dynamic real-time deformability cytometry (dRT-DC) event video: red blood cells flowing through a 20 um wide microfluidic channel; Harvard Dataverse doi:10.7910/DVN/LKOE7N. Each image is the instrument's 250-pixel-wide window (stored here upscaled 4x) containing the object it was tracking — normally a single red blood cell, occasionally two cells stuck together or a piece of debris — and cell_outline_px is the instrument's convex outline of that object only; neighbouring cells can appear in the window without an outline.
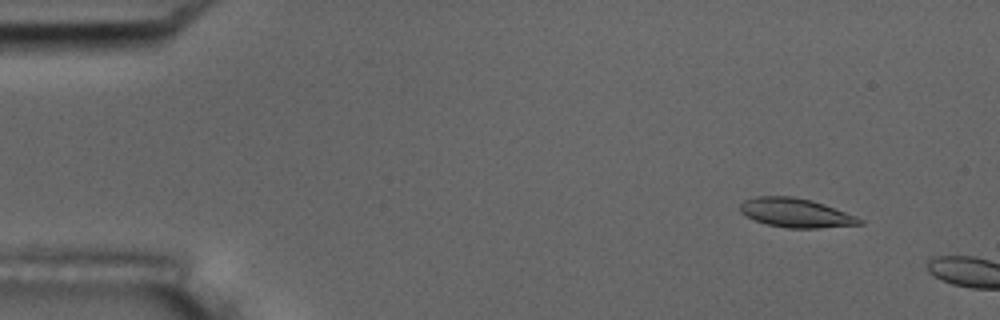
{"species": "common noctule bat (a hibernating species)", "species_latin": "Nyctalus noctula", "temperature_condition": "room temperature", "stored_images_in_passage": 8, "camera_frame_rate_fps": 3000, "um_per_image_px": 0.085, "animal": {"sex": "male", "body_mass_g": 17.5, "forearm_length_mm": 52.3}, "frame": {"image": 1, "passage_image": 5, "time_ms": 1.333, "image_size_px": [1000, 320], "cell_outline_px": [[864, 224], [816, 228], [788, 228], [768, 224], [756, 220], [740, 212], [740, 204], [744, 200], [756, 196], [792, 196], [812, 200], [824, 204], [856, 216], [864, 220]], "centroid_in_image_um": [67.66, 18.08], "position_along_channel_um": 17.3, "area_um2": 20.11}}